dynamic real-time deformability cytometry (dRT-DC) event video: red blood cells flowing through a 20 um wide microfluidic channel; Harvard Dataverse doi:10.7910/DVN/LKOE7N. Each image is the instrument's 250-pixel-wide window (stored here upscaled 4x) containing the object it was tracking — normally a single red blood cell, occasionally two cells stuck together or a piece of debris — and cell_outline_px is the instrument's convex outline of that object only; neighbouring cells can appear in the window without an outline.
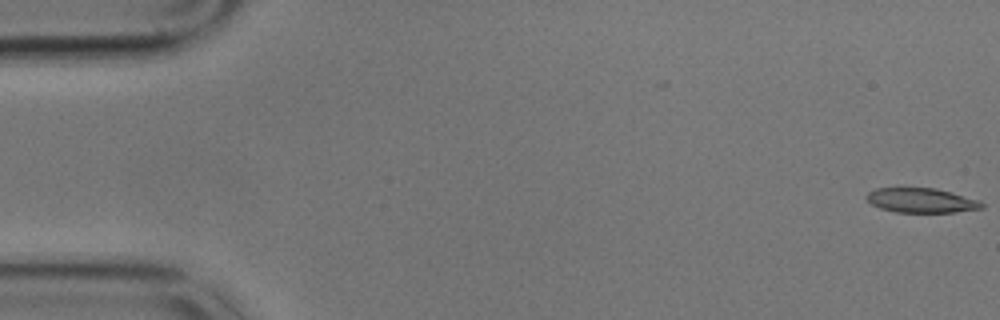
{"species": "common noctule bat (a hibernating species)", "species_latin": "Nyctalus noctula", "temperature_condition": "cold", "stored_images_in_passage": 58, "camera_frame_rate_fps": 3000, "um_per_image_px": 0.085, "animal": {"sex": "male", "body_mass_g": 17.9}, "frame": {"image": 1, "passage_image": 1, "time_ms": 0.0, "image_size_px": [1000, 320], "cell_outline_px": [[984, 208], [952, 212], [896, 212], [880, 208], [872, 204], [864, 196], [868, 192], [876, 188], [936, 188], [980, 200], [984, 204]], "centroid_in_image_um": [78.31, 17.03], "position_along_channel_um": 6.7, "area_um2": 16.47}}
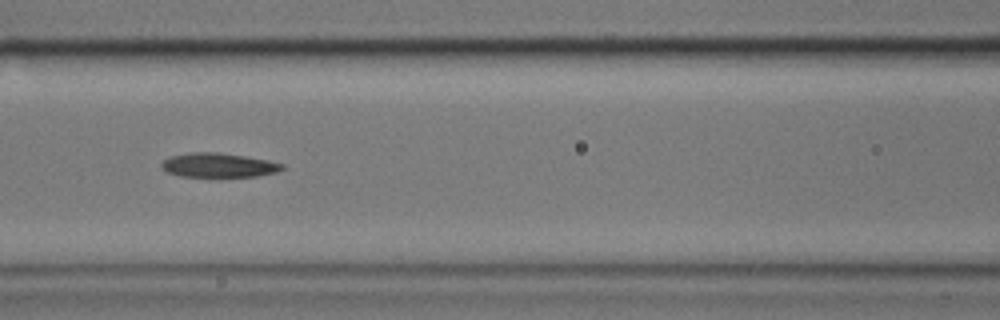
{"frame": {"image": 2, "passage_image": 25, "time_ms": 8.0, "image_size_px": [1000, 320], "cell_outline_px": [[284, 168], [276, 172], [256, 176], [220, 180], [208, 180], [180, 176], [168, 172], [160, 168], [160, 164], [168, 156], [192, 152], [220, 152], [268, 160], [284, 164]], "centroid_in_image_um": [18.53, 14.1], "position_along_channel_um": 148.1, "area_um2": 18.26}}
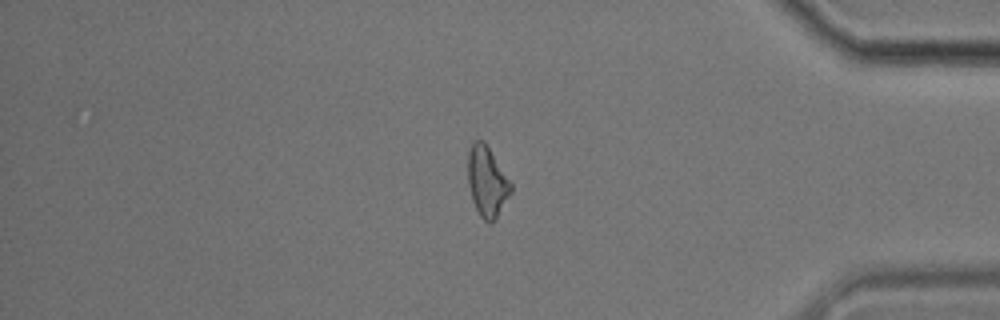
{"frame": {"image": 3, "passage_image": 49, "time_ms": 16.0, "image_size_px": [1000, 320], "cell_outline_px": [[512, 192], [496, 220], [492, 224], [488, 224], [480, 216], [472, 200], [468, 184], [468, 152], [472, 144], [476, 140], [484, 140], [512, 184]], "centroid_in_image_um": [41.41, 15.48], "position_along_channel_um": 393.8, "area_um2": 17.74}, "authors_computed_cell_mechanics": {"area_um2": 17.8602, "velocity_mm_per_s": 3.4277, "shape_relaxation_time_tau1_ms": 4.0214, "shape_relaxation_time_tau2_ms": 11.2692, "deformation_change_tau1": 0.1217, "deformation_change_tau2": 0.2303}}